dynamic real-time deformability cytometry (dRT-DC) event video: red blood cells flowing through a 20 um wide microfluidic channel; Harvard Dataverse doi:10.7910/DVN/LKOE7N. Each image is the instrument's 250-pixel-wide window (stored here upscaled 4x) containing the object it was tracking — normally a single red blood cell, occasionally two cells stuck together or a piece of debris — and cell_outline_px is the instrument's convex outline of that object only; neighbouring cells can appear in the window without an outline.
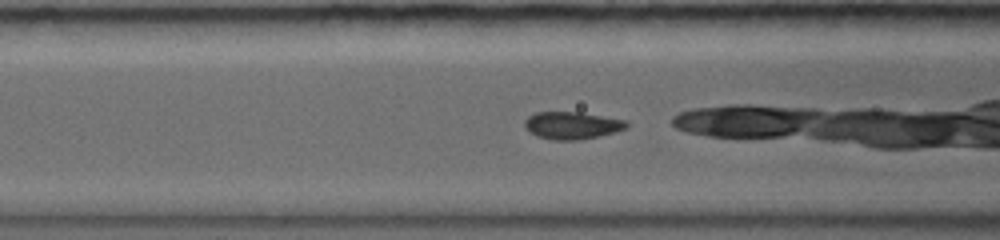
{"species": "common noctule bat (a hibernating species)", "species_latin": "Nyctalus noctula", "temperature_condition": "warm", "stored_images_in_passage": 21, "camera_frame_rate_fps": 5000, "um_per_image_px": 0.085, "animal": {"sex": "female", "body_mass_g": 19.0, "forearm_length_mm": 56.7}, "frame": {"image": 1, "passage_image": 4, "time_ms": 1.4, "image_size_px": [1000, 240], "cell_outline_px": [[628, 128], [616, 132], [600, 136], [580, 140], [552, 140], [536, 136], [528, 132], [524, 128], [524, 120], [528, 116], [536, 112], [580, 112], [628, 120]], "centroid_in_image_um": [48.62, 10.66], "position_along_channel_um": 118.0, "area_um2": 16.65}}
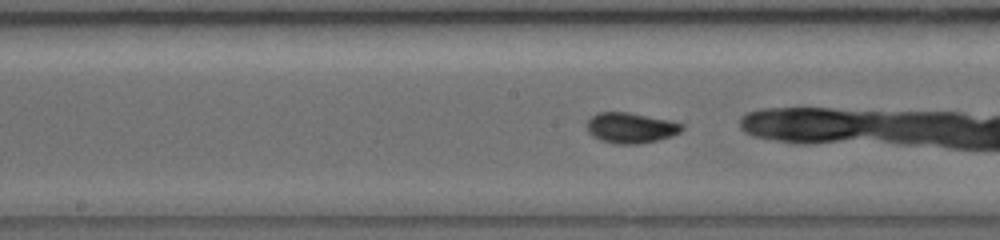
{"frame": {"image": 2, "passage_image": 13, "time_ms": 3.4, "image_size_px": [1000, 240], "cell_outline_px": [[684, 128], [680, 132], [672, 136], [640, 144], [616, 144], [600, 140], [592, 136], [588, 132], [588, 120], [596, 112], [628, 112], [672, 120], [684, 124]], "centroid_in_image_um": [53.64, 10.86], "position_along_channel_um": 194.6, "area_um2": 17.05}}